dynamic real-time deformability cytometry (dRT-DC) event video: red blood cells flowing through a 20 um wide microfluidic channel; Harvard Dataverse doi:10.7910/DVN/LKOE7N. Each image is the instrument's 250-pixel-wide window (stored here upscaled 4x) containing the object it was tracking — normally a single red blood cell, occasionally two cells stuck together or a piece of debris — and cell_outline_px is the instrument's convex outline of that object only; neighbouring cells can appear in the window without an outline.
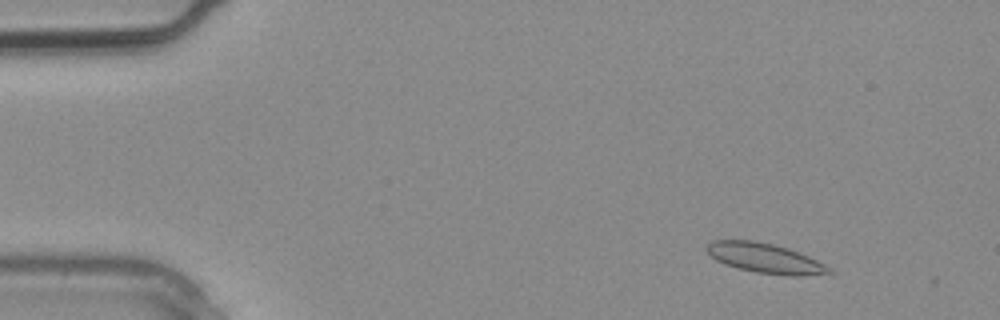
{"species": "common noctule bat (a hibernating species)", "species_latin": "Nyctalus noctula", "temperature_condition": "warm", "stored_images_in_passage": 2, "camera_frame_rate_fps": 3000, "um_per_image_px": 0.085, "animal": {"sex": "male", "body_mass_g": 20.4}, "frame": {"image": 1, "passage_image": 1, "time_ms": 0.0, "image_size_px": [1000, 320], "cell_outline_px": [[836, 272], [796, 276], [792, 276], [756, 272], [724, 264], [716, 260], [704, 248], [712, 240], [752, 240], [772, 244], [788, 248], [808, 256], [832, 268]], "centroid_in_image_um": [65.02, 21.94], "position_along_channel_um": 20.0, "area_um2": 21.04}}